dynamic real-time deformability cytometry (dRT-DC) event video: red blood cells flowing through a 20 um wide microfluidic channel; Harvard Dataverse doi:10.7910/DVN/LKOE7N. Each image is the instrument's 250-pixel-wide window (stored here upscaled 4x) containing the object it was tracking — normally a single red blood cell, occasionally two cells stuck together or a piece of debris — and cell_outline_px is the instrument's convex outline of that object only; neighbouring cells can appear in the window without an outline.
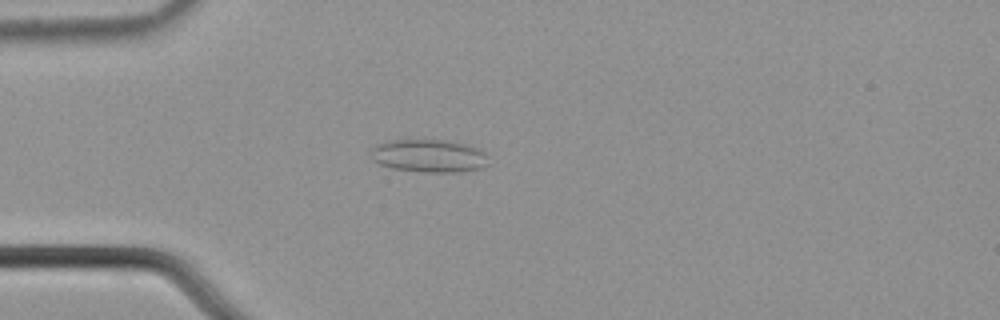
{"species": "common noctule bat (a hibernating species)", "species_latin": "Nyctalus noctula", "temperature_condition": "cold", "stored_images_in_passage": 56, "camera_frame_rate_fps": 3000, "um_per_image_px": 0.085, "animal": {"sex": "male", "body_mass_g": 21.5, "forearm_length_mm": 52.0}, "frame": {"image": 1, "passage_image": 16, "time_ms": 5.0, "image_size_px": [1000, 320], "cell_outline_px": [[488, 164], [480, 168], [456, 172], [424, 172], [392, 168], [380, 164], [372, 160], [368, 156], [368, 152], [376, 144], [388, 140], [440, 140], [464, 144], [476, 148], [484, 152]], "centroid_in_image_um": [36.36, 13.25], "position_along_channel_um": 48.6, "area_um2": 22.48}}
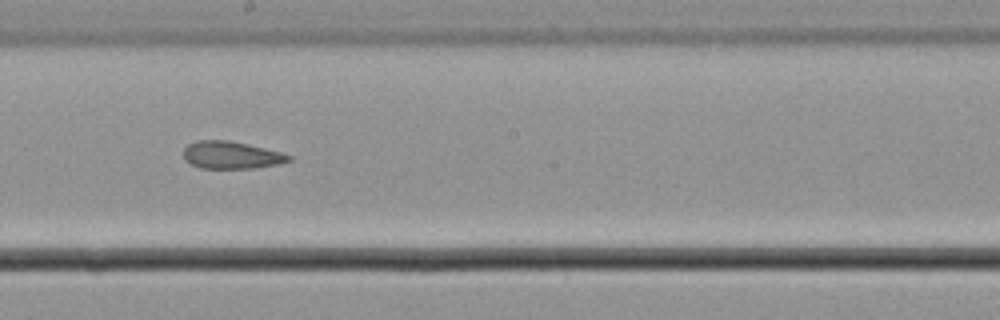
{"frame": {"image": 2, "passage_image": 32, "time_ms": 10.333, "image_size_px": [1000, 320], "cell_outline_px": [[292, 160], [276, 164], [256, 168], [200, 168], [184, 160], [184, 148], [188, 144], [196, 140], [228, 140], [264, 148], [280, 152], [292, 156]], "centroid_in_image_um": [19.63, 13.18], "position_along_channel_um": 228.6, "area_um2": 16.7}}
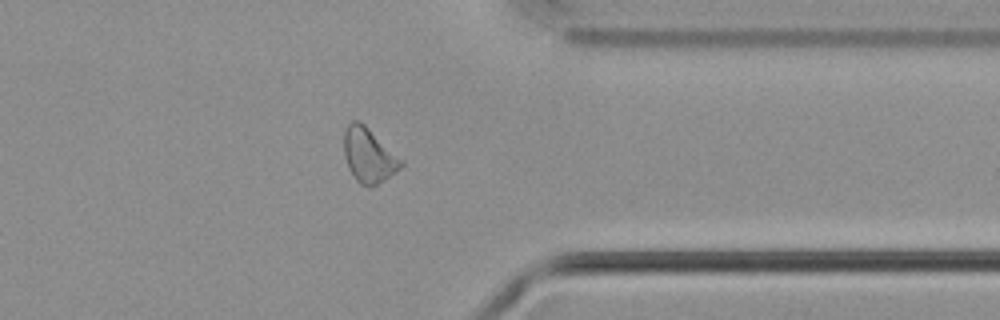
{"frame": {"image": 3, "passage_image": 45, "time_ms": 14.667, "image_size_px": [1000, 320], "cell_outline_px": [[404, 164], [400, 168], [372, 188], [368, 188], [360, 184], [356, 180], [348, 168], [344, 156], [344, 132], [348, 124], [352, 120], [360, 120]], "centroid_in_image_um": [31.27, 13.22], "position_along_channel_um": 380.1, "area_um2": 17.69}, "authors_computed_cell_mechanics": {"area_um2": 18.5827, "velocity_mm_per_s": 3.6701, "shape_relaxation_time_tau1_ms": null, "shape_relaxation_time_tau2_ms": 3.6913, "deformation_change_tau1": null, "deformation_change_tau2": 0.1043}}